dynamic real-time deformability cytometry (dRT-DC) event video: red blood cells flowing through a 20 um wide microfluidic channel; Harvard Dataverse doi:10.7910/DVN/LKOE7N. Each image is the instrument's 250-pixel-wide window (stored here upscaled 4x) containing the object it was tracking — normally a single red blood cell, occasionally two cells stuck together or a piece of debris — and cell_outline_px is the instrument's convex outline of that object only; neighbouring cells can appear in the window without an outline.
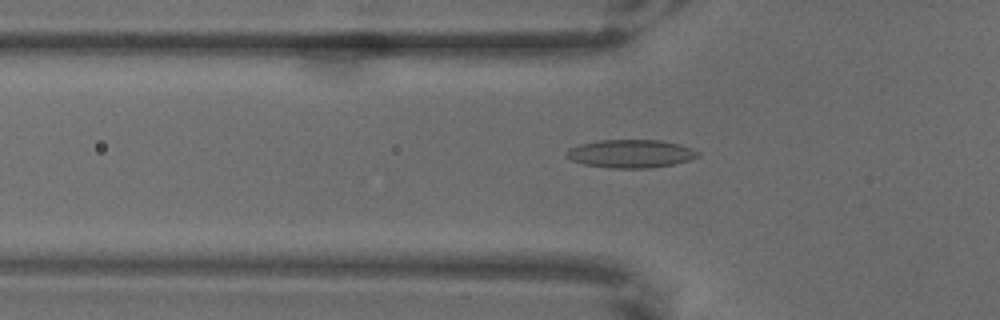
{"species": "common noctule bat (a hibernating species)", "species_latin": "Nyctalus noctula", "temperature_condition": "warm", "stored_images_in_passage": 64, "camera_frame_rate_fps": 3000, "um_per_image_px": 0.085, "animal": {"sex": "male", "body_mass_g": 18.8}, "frame": {"image": 1, "passage_image": 22, "time_ms": 7.0, "image_size_px": [1000, 320], "cell_outline_px": [[700, 156], [676, 164], [652, 168], [608, 168], [584, 164], [572, 160], [564, 156], [564, 152], [568, 148], [580, 144], [600, 140], [660, 140], [680, 144], [692, 148], [700, 152]], "centroid_in_image_um": [53.61, 13.06], "position_along_channel_um": 72.2, "area_um2": 21.85}}
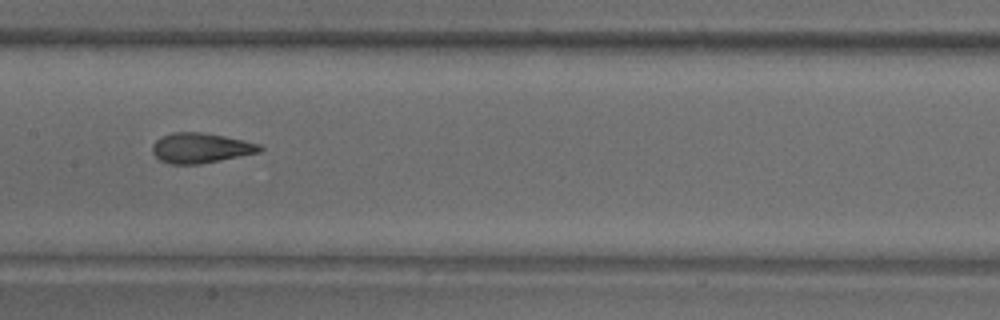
{"frame": {"image": 2, "passage_image": 33, "time_ms": 10.667, "image_size_px": [1000, 320], "cell_outline_px": [[264, 148], [260, 152], [200, 164], [168, 164], [160, 160], [152, 152], [152, 144], [156, 140], [172, 132], [200, 132], [224, 136], [244, 140], [260, 144]], "centroid_in_image_um": [17.06, 12.58], "position_along_channel_um": 190.3, "area_um2": 18.79}}
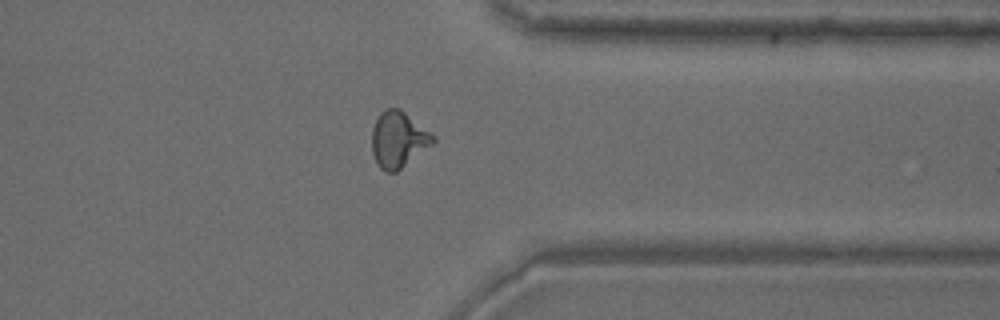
{"frame": {"image": 3, "passage_image": 51, "time_ms": 16.667, "image_size_px": [1000, 320], "cell_outline_px": [[436, 140], [432, 144], [396, 172], [384, 172], [380, 168], [372, 152], [372, 128], [380, 112], [388, 108], [400, 108], [436, 136]], "centroid_in_image_um": [33.86, 11.84], "position_along_channel_um": 377.5, "area_um2": 19.88}}